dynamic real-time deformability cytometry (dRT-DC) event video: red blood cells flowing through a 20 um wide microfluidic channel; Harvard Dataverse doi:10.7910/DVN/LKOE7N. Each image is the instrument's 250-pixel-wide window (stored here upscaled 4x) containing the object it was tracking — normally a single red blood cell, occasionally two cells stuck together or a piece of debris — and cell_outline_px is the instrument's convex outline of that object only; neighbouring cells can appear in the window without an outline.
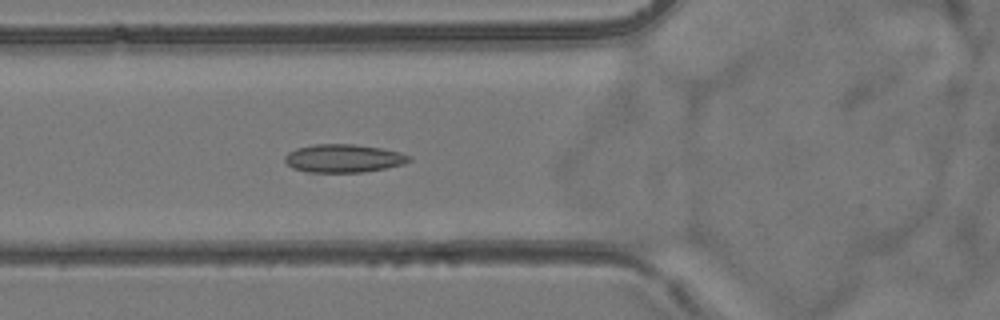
{"species": "common noctule bat (a hibernating species)", "species_latin": "Nyctalus noctula", "temperature_condition": "room temperature", "stored_images_in_passage": 5, "camera_frame_rate_fps": 3000, "um_per_image_px": 0.085, "animal": {"sex": "female", "body_mass_g": 24.6, "forearm_length_mm": 56.2}, "frame": {"image": 1, "passage_image": 5, "time_ms": 6.333, "image_size_px": [1000, 320], "cell_outline_px": [[412, 160], [404, 164], [364, 172], [308, 172], [292, 168], [284, 160], [284, 156], [288, 152], [296, 148], [312, 144], [352, 144], [380, 148], [400, 152], [412, 156]], "centroid_in_image_um": [29.19, 13.45], "position_along_channel_um": 96.6, "area_um2": 20.46}}